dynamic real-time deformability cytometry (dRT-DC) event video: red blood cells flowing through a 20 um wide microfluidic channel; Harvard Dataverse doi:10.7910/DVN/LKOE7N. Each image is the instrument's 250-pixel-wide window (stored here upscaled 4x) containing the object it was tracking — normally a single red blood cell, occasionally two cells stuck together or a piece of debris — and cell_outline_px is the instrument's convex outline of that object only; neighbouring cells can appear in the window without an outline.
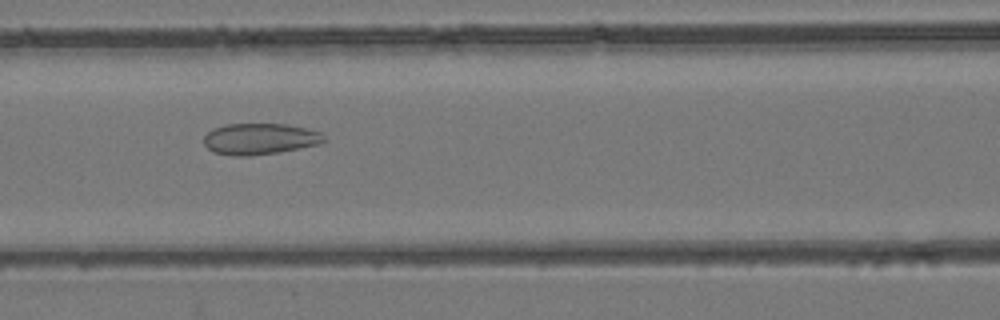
{"species": "common noctule bat (a hibernating species)", "species_latin": "Nyctalus noctula", "temperature_condition": "room temperature", "stored_images_in_passage": 39, "camera_frame_rate_fps": 3000, "um_per_image_px": 0.085, "animal": {"sex": "female", "body_mass_g": 24.6, "forearm_length_mm": 56.2}, "frame": {"image": 1, "passage_image": 9, "time_ms": 2.667, "image_size_px": [1000, 320], "cell_outline_px": [[328, 140], [316, 144], [300, 148], [280, 152], [248, 156], [236, 156], [212, 152], [204, 144], [204, 136], [212, 128], [228, 124], [288, 124], [320, 132]], "centroid_in_image_um": [22.07, 11.81], "position_along_channel_um": 144.5, "area_um2": 21.85}}
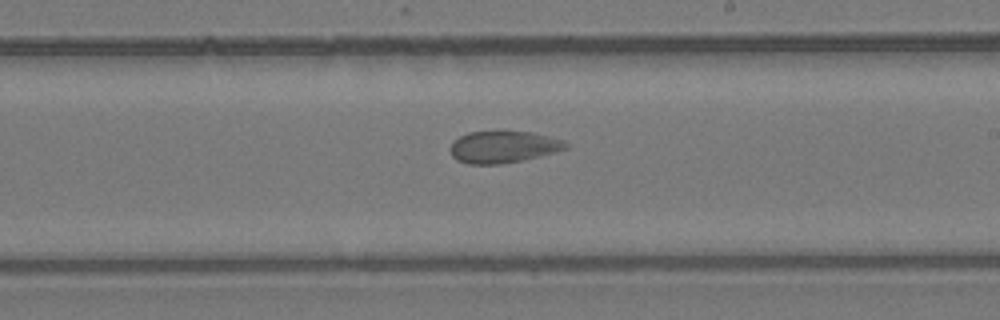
{"frame": {"image": 2, "passage_image": 17, "time_ms": 5.333, "image_size_px": [1000, 320], "cell_outline_px": [[568, 148], [520, 160], [500, 164], [468, 164], [456, 160], [452, 156], [448, 148], [460, 136], [468, 132], [532, 132], [564, 140], [568, 144]], "centroid_in_image_um": [42.73, 12.49], "position_along_channel_um": 246.3, "area_um2": 21.1}}
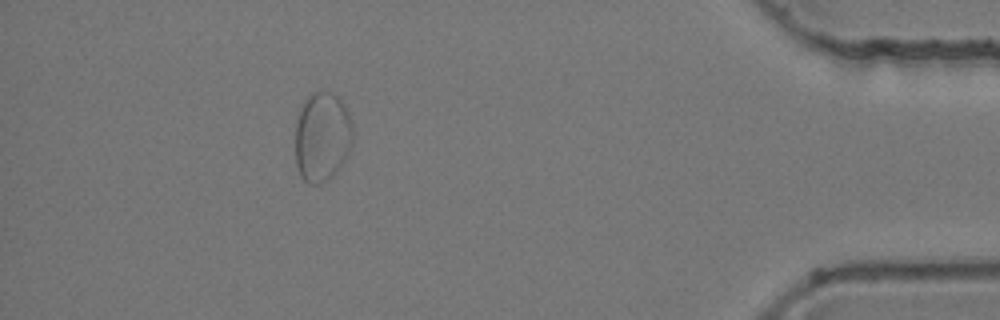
{"frame": {"image": 3, "passage_image": 34, "time_ms": 11.0, "image_size_px": [1000, 320], "cell_outline_px": [[352, 144], [348, 156], [336, 172], [328, 180], [320, 184], [308, 184], [300, 176], [296, 164], [296, 124], [300, 104], [312, 92], [332, 92], [344, 104], [348, 112], [352, 124]], "centroid_in_image_um": [27.38, 11.64], "position_along_channel_um": 407.8, "area_um2": 30.4}}